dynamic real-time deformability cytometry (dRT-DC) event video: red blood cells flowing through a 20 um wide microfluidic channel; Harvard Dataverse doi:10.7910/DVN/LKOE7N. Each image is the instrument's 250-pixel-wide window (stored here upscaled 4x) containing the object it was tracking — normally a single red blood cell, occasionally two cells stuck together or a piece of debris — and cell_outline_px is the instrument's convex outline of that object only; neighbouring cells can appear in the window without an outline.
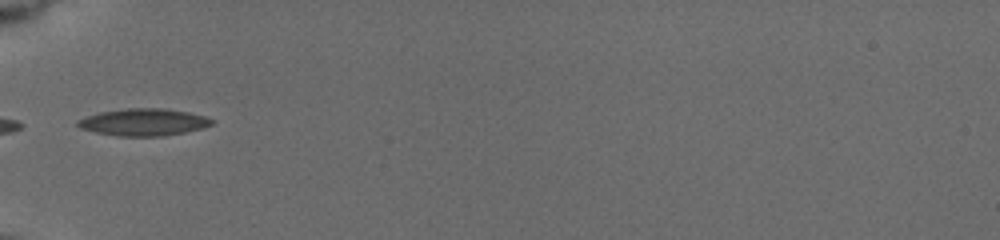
{"species": "common noctule bat (a hibernating species)", "species_latin": "Nyctalus noctula", "temperature_condition": "cold", "stored_images_in_passage": 17, "camera_frame_rate_fps": 3000, "um_per_image_px": 0.085, "animal": {"sex": "female", "body_mass_g": 19.5, "forearm_length_mm": 54.1}, "frame": {"image": 1, "passage_image": 1, "time_ms": 0.0, "image_size_px": [1000, 240], "cell_outline_px": [[216, 120], [212, 124], [200, 128], [184, 132], [164, 136], [116, 136], [96, 132], [80, 128], [76, 124], [76, 120], [100, 112], [128, 108], [164, 108], [188, 112], [204, 116]], "centroid_in_image_um": [12.2, 10.38], "position_along_channel_um": 72.8, "area_um2": 21.1}}
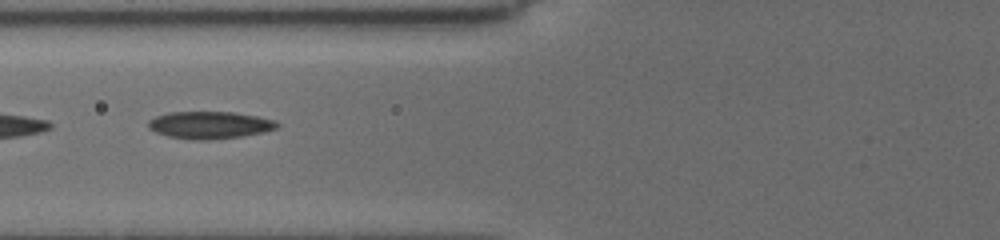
{"frame": {"image": 2, "passage_image": 5, "time_ms": 1.0, "image_size_px": [1000, 240], "cell_outline_px": [[280, 124], [276, 128], [260, 132], [240, 136], [204, 140], [200, 140], [168, 136], [156, 132], [148, 128], [148, 120], [156, 116], [168, 112], [236, 112], [276, 120]], "centroid_in_image_um": [17.8, 10.61], "position_along_channel_um": 108.0, "area_um2": 20.23}}
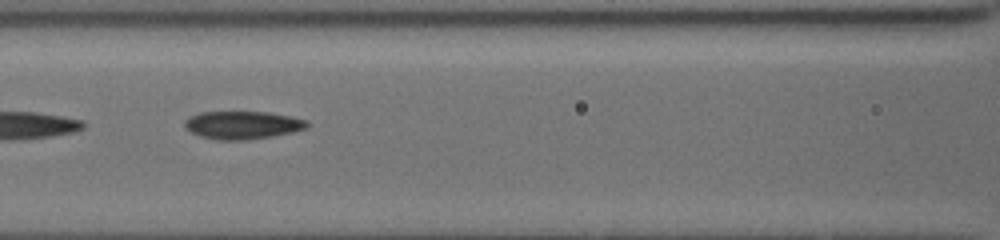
{"frame": {"image": 3, "passage_image": 10, "time_ms": 2.0, "image_size_px": [1000, 240], "cell_outline_px": [[308, 128], [292, 132], [272, 136], [248, 140], [216, 140], [200, 136], [184, 128], [184, 120], [200, 112], [268, 112], [308, 120]], "centroid_in_image_um": [20.61, 10.63], "position_along_channel_um": 146.0, "area_um2": 19.94}}